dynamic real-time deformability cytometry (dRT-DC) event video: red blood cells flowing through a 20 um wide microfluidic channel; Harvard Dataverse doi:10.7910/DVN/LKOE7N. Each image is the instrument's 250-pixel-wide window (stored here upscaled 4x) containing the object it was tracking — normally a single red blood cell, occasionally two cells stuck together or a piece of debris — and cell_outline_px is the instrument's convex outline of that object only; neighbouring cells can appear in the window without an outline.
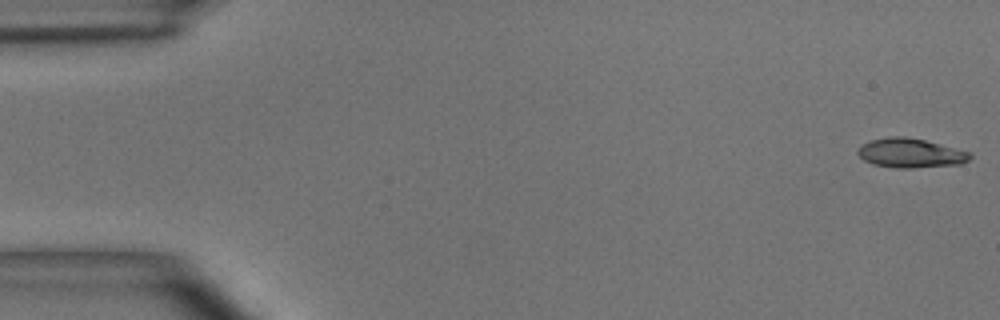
{"species": "common noctule bat (a hibernating species)", "species_latin": "Nyctalus noctula", "temperature_condition": "room temperature", "stored_images_in_passage": 54, "camera_frame_rate_fps": 3000, "um_per_image_px": 0.085, "animal": {"sex": "male", "body_mass_g": 15.6}, "frame": {"image": 1, "passage_image": 1, "time_ms": 0.0, "image_size_px": [1000, 320], "cell_outline_px": [[972, 156], [968, 160], [960, 164], [912, 168], [896, 168], [872, 164], [864, 160], [856, 152], [860, 144], [872, 140], [888, 136], [904, 136], [924, 140], [972, 152]], "centroid_in_image_um": [77.38, 13.01], "position_along_channel_um": 7.6, "area_um2": 19.25}}
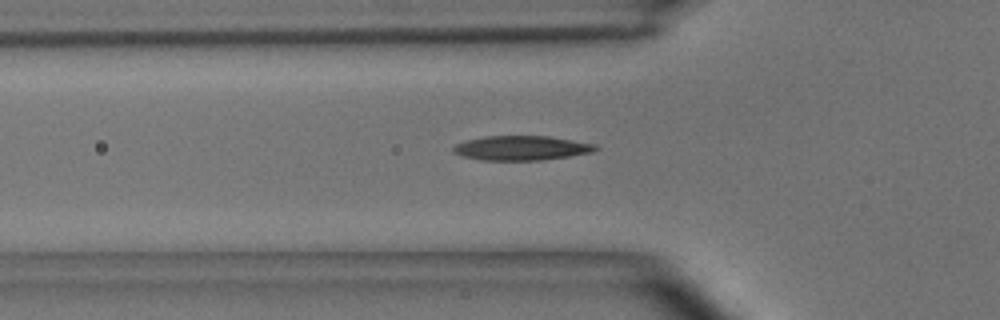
{"frame": {"image": 2, "passage_image": 18, "time_ms": 5.667, "image_size_px": [1000, 320], "cell_outline_px": [[600, 148], [592, 152], [568, 156], [540, 160], [480, 160], [460, 156], [452, 152], [452, 148], [456, 144], [468, 140], [488, 136], [548, 136], [596, 144]], "centroid_in_image_um": [44.31, 12.58], "position_along_channel_um": 81.5, "area_um2": 20.23}}
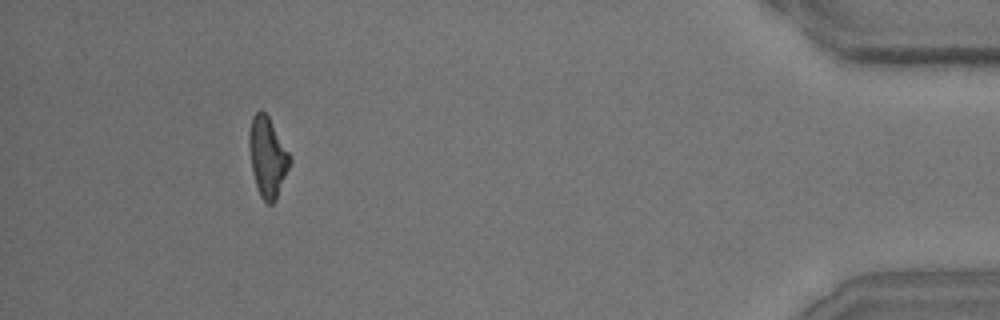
{"frame": {"image": 3, "passage_image": 50, "time_ms": 16.333, "image_size_px": [1000, 320], "cell_outline_px": [[292, 164], [276, 200], [272, 204], [268, 204], [260, 196], [252, 172], [248, 148], [248, 132], [252, 116], [260, 108], [268, 116], [292, 156]], "centroid_in_image_um": [22.75, 13.33], "position_along_channel_um": 412.4, "area_um2": 19.48}, "authors_computed_cell_mechanics": {"area_um2": 19.3052, "velocity_mm_per_s": 3.6753, "shape_relaxation_time_tau1_ms": 4.1743, "shape_relaxation_time_tau2_ms": 2.6212, "deformation_change_tau1": 0.1647, "deformation_change_tau2": 0.1167}}